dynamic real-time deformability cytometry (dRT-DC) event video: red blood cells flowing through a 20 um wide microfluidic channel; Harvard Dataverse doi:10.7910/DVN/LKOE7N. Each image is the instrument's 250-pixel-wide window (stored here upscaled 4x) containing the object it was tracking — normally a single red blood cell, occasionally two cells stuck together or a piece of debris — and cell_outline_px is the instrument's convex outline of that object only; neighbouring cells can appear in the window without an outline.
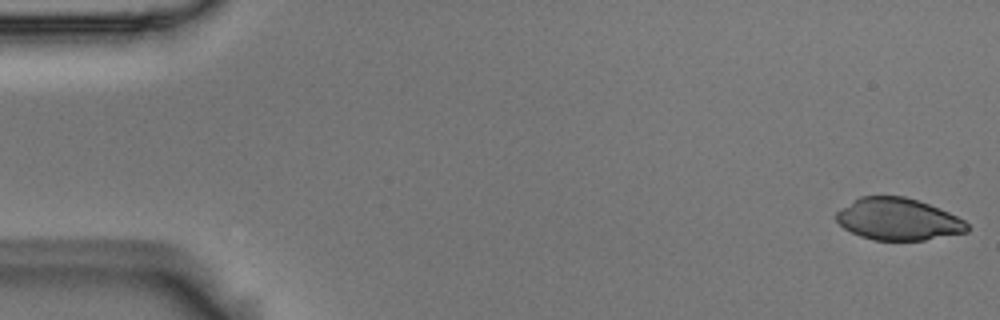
{"species": "Egyptian fruit bat (a non-hibernating species)", "species_latin": "Rousettus aegyptiacus", "temperature_condition": "room temperature", "stored_images_in_passage": 5, "camera_frame_rate_fps": 3000, "um_per_image_px": 0.085, "animal": {"sex": "male"}, "frame": {"image": 1, "passage_image": 1, "time_ms": 0.0, "image_size_px": [1000, 320], "cell_outline_px": [[968, 232], [924, 240], [872, 240], [860, 236], [844, 228], [836, 220], [836, 212], [860, 196], [904, 196], [928, 204], [948, 212], [964, 220], [968, 224]], "centroid_in_image_um": [76.34, 18.64], "position_along_channel_um": 8.7, "area_um2": 31.79}}